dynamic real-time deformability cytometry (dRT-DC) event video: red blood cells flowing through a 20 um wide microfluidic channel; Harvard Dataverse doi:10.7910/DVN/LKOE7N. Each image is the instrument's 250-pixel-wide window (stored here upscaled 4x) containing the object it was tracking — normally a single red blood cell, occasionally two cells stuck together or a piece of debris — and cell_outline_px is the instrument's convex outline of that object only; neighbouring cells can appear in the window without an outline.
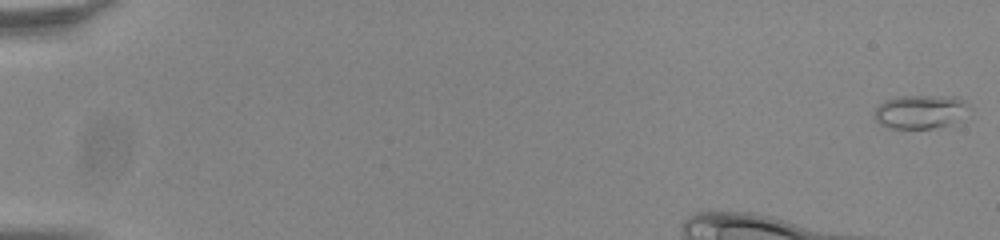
{"species": "common noctule bat (a hibernating species)", "species_latin": "Nyctalus noctula", "temperature_condition": "room temperature", "stored_images_in_passage": 13, "camera_frame_rate_fps": 3000, "um_per_image_px": 0.085, "animal": {"sex": "male", "body_mass_g": 20.0, "forearm_length_mm": 53.3}, "frame": {"image": 1, "passage_image": 1, "time_ms": 0.0, "image_size_px": [1000, 240], "cell_outline_px": [[972, 108], [948, 124], [932, 128], [892, 128], [880, 124], [876, 120], [876, 108], [884, 100], [900, 96], [956, 96], [964, 100]], "centroid_in_image_um": [78.23, 9.47], "position_along_channel_um": 6.8, "area_um2": 18.26}}